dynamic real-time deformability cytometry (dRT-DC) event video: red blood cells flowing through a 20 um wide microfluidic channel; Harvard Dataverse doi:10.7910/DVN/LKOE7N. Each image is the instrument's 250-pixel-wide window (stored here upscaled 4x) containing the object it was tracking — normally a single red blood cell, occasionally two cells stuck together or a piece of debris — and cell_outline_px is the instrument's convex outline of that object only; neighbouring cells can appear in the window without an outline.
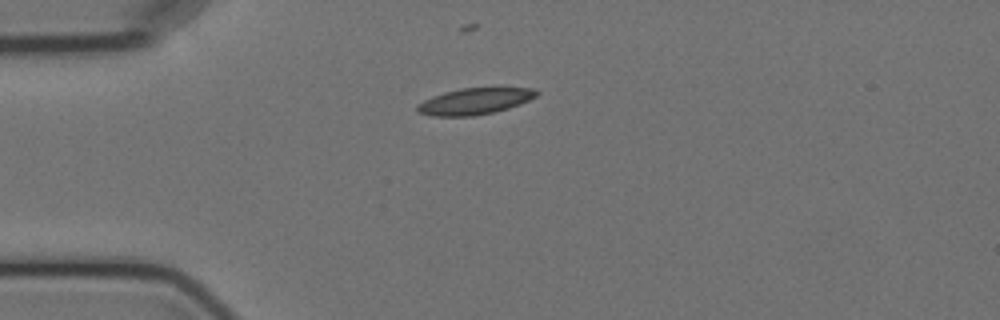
{"species": "Egyptian fruit bat (a non-hibernating species)", "species_latin": "Rousettus aegyptiacus", "temperature_condition": "cold", "stored_images_in_passage": 5, "camera_frame_rate_fps": 3000, "um_per_image_px": 0.085, "animal": {"sex": "female"}, "frame": {"image": 1, "passage_image": 1, "time_ms": 0.0, "image_size_px": [1000, 320], "cell_outline_px": [[540, 92], [536, 96], [520, 104], [508, 108], [492, 112], [472, 116], [432, 116], [416, 112], [416, 104], [432, 96], [444, 92], [460, 88], [496, 84], [500, 84], [532, 88]], "centroid_in_image_um": [40.41, 8.54], "position_along_channel_um": 44.6, "area_um2": 19.36}}
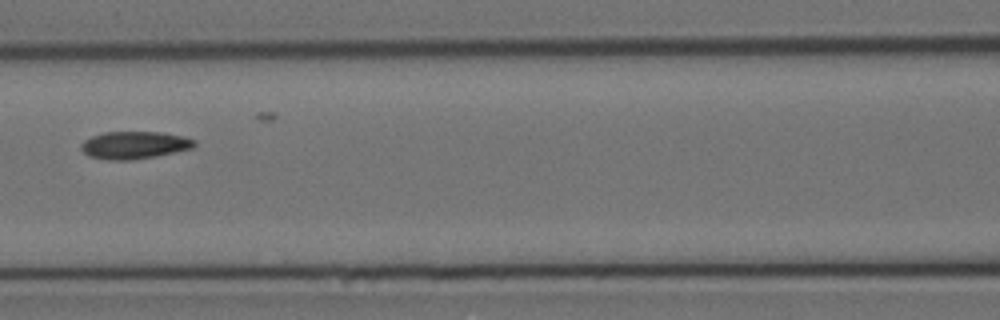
{"frame": {"image": 2, "passage_image": 4, "time_ms": 3.667, "image_size_px": [1000, 320], "cell_outline_px": [[196, 144], [192, 148], [156, 156], [132, 160], [108, 160], [88, 156], [80, 148], [80, 144], [84, 140], [92, 136], [104, 132], [164, 132], [184, 136], [196, 140]], "centroid_in_image_um": [11.42, 12.33], "position_along_channel_um": 155.2, "area_um2": 18.26}}
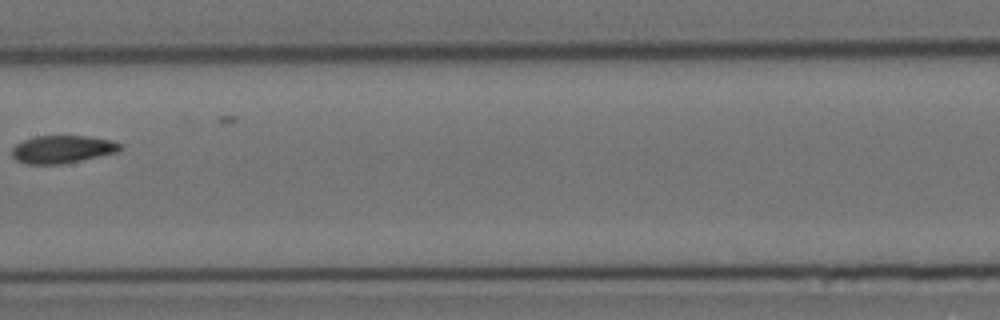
{"frame": {"image": 3, "passage_image": 5, "time_ms": 5.0, "image_size_px": [1000, 320], "cell_outline_px": [[120, 152], [64, 164], [28, 164], [16, 160], [12, 156], [12, 148], [16, 144], [24, 140], [36, 136], [88, 136], [112, 140], [120, 144]], "centroid_in_image_um": [5.31, 12.69], "position_along_channel_um": 202.1, "area_um2": 17.57}}